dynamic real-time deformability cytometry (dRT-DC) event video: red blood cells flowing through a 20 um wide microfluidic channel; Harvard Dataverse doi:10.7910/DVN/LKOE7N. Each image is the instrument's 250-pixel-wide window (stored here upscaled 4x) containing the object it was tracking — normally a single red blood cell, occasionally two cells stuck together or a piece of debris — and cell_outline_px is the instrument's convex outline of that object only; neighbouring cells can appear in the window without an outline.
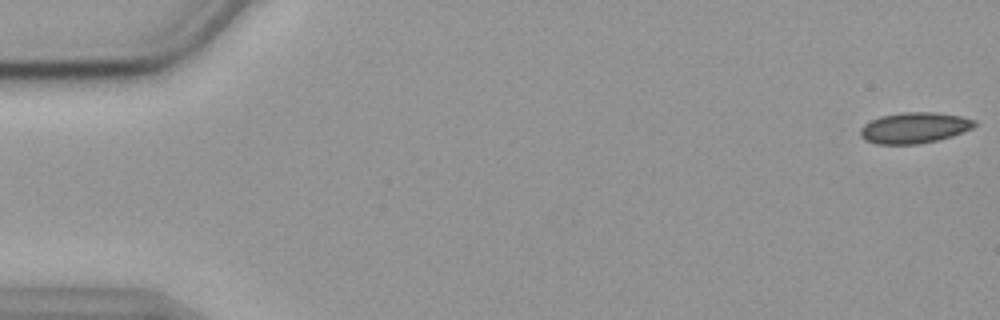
{"species": "common noctule bat (a hibernating species)", "species_latin": "Nyctalus noctula", "temperature_condition": "cold", "stored_images_in_passage": 56, "camera_frame_rate_fps": 3000, "um_per_image_px": 0.085, "animal": {"sex": "female", "body_mass_g": 19.9}, "frame": {"image": 1, "passage_image": 1, "time_ms": 0.0, "image_size_px": [1000, 320], "cell_outline_px": [[980, 124], [972, 128], [952, 136], [920, 144], [876, 144], [864, 140], [860, 136], [860, 128], [864, 124], [880, 116], [904, 112], [936, 112], [960, 116], [976, 120]], "centroid_in_image_um": [77.73, 10.86], "position_along_channel_um": 7.3, "area_um2": 20.69}}
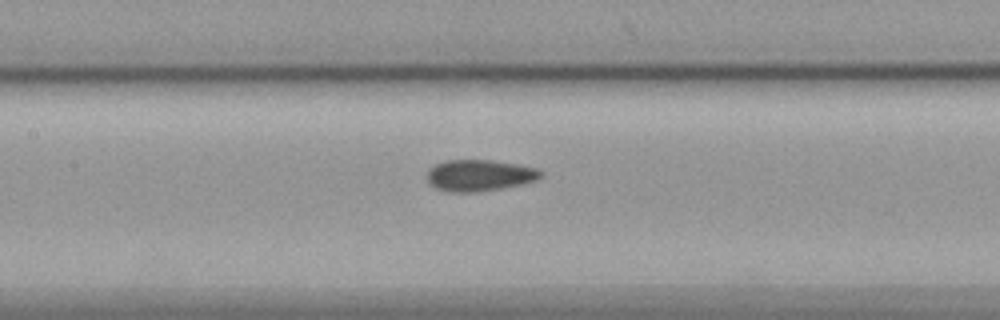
{"frame": {"image": 2, "passage_image": 26, "time_ms": 8.333, "image_size_px": [1000, 320], "cell_outline_px": [[544, 176], [536, 180], [520, 184], [500, 188], [476, 192], [448, 192], [436, 188], [428, 180], [428, 168], [436, 164], [448, 160], [492, 160], [516, 164], [536, 168], [544, 172]], "centroid_in_image_um": [40.77, 14.9], "position_along_channel_um": 166.6, "area_um2": 20.69}}
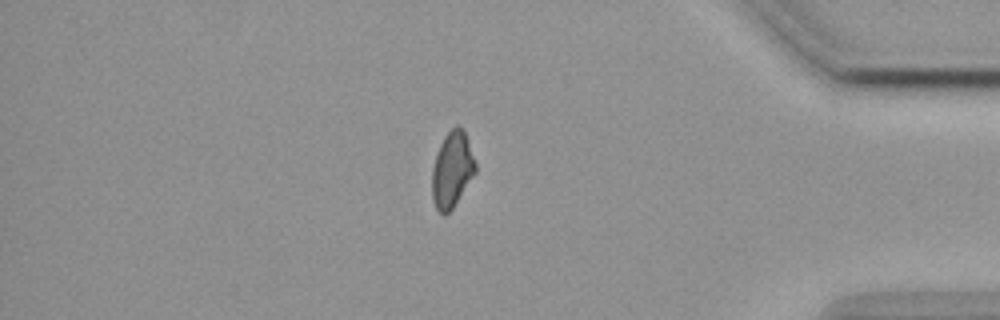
{"frame": {"image": 3, "passage_image": 48, "time_ms": 15.667, "image_size_px": [1000, 320], "cell_outline_px": [[476, 172], [452, 208], [444, 216], [436, 208], [432, 196], [432, 168], [440, 144], [444, 136], [456, 124], [460, 124], [464, 132], [476, 164]], "centroid_in_image_um": [38.41, 14.41], "position_along_channel_um": 396.8, "area_um2": 18.84}}